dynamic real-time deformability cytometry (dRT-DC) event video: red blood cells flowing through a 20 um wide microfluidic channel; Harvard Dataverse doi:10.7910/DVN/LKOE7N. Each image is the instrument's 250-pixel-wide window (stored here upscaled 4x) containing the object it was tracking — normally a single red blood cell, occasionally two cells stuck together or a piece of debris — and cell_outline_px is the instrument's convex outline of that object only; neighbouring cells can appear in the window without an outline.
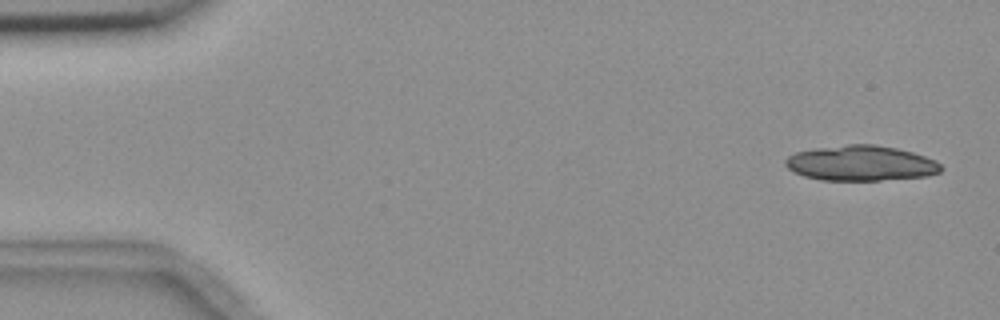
{"species": "common noctule bat (a hibernating species)", "species_latin": "Nyctalus noctula", "temperature_condition": "room temperature", "stored_images_in_passage": 14, "camera_frame_rate_fps": 3000, "um_per_image_px": 0.085, "animal": {"sex": "female", "body_mass_g": 18.4}, "frame": {"image": 1, "passage_image": 1, "time_ms": 0.0, "image_size_px": [1000, 320], "cell_outline_px": [[944, 168], [940, 172], [928, 176], [880, 180], [820, 180], [804, 176], [788, 168], [784, 164], [784, 160], [788, 156], [796, 152], [816, 148], [848, 144], [876, 144], [896, 148], [912, 152], [936, 160]], "centroid_in_image_um": [73.19, 13.87], "position_along_channel_um": 11.8, "area_um2": 32.02}}
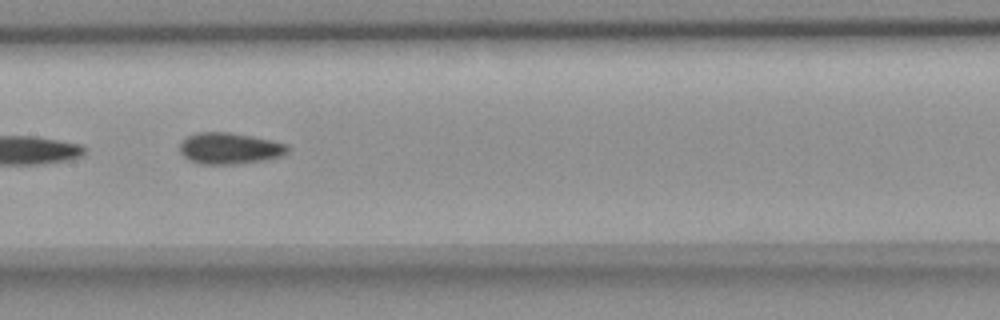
{"frame": {"image": 2, "passage_image": 7, "time_ms": 8.333, "image_size_px": [1000, 320], "cell_outline_px": [[288, 152], [280, 156], [264, 160], [232, 164], [204, 164], [188, 160], [180, 152], [180, 144], [188, 136], [196, 132], [228, 132], [252, 136], [272, 140], [288, 144]], "centroid_in_image_um": [19.52, 12.6], "position_along_channel_um": 187.9, "area_um2": 19.59}}
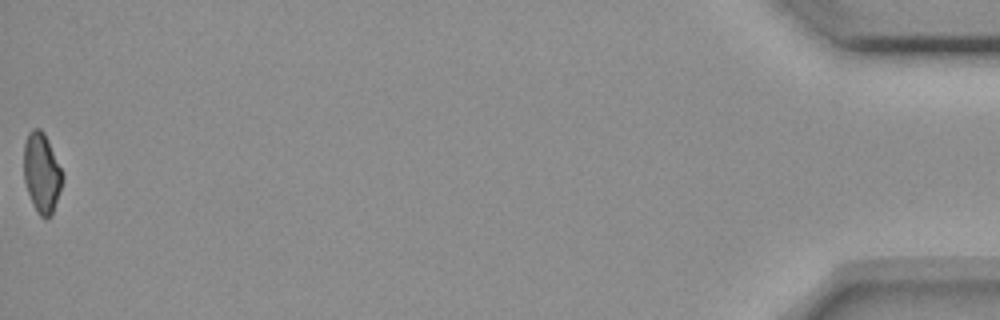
{"frame": {"image": 3, "passage_image": 14, "time_ms": 17.667, "image_size_px": [1000, 320], "cell_outline_px": [[64, 176], [52, 216], [44, 220], [40, 216], [32, 204], [24, 180], [24, 144], [28, 132], [32, 128], [40, 128], [44, 132], [48, 140]], "centroid_in_image_um": [3.54, 14.7], "position_along_channel_um": 431.7, "area_um2": 18.03}, "authors_computed_cell_mechanics": {"area_um2": 19.2185, "velocity_mm_per_s": 3.662, "shape_relaxation_time_tau1_ms": 2.6258, "shape_relaxation_time_tau2_ms": 2.9722, "deformation_change_tau1": 0.1284, "deformation_change_tau2": 0.0865}}